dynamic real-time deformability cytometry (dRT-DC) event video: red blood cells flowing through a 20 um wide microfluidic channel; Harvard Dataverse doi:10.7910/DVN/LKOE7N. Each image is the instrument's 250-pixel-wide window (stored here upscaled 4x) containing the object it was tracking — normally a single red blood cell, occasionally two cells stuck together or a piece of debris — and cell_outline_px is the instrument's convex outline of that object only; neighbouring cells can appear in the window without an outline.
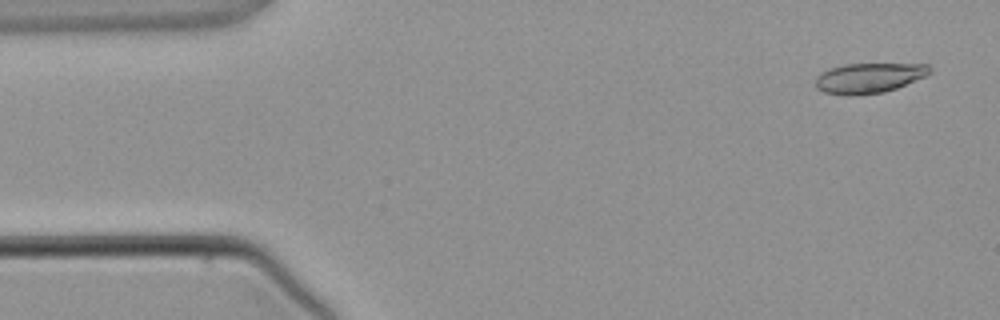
{"species": "common noctule bat (a hibernating species)", "species_latin": "Nyctalus noctula", "temperature_condition": "warm", "stored_images_in_passage": 4, "camera_frame_rate_fps": 3000, "um_per_image_px": 0.085, "animal": {"sex": "male", "body_mass_g": 21.5, "forearm_length_mm": 52.0}, "frame": {"image": 1, "passage_image": 1, "time_ms": 0.0, "image_size_px": [1000, 320], "cell_outline_px": [[932, 72], [928, 76], [896, 88], [884, 92], [848, 96], [824, 92], [816, 88], [816, 76], [820, 72], [828, 68], [844, 64], [928, 64], [932, 68]], "centroid_in_image_um": [73.87, 6.62], "position_along_channel_um": 11.1, "area_um2": 20.29}}
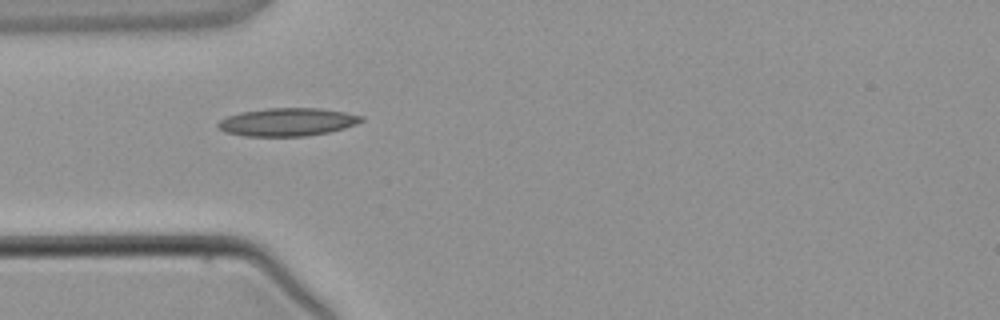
{"frame": {"image": 2, "passage_image": 4, "time_ms": 3.333, "image_size_px": [1000, 320], "cell_outline_px": [[364, 120], [356, 124], [344, 128], [328, 132], [304, 136], [244, 136], [224, 132], [216, 124], [220, 120], [228, 116], [240, 112], [268, 108], [320, 108], [344, 112], [364, 116]], "centroid_in_image_um": [24.43, 10.37], "position_along_channel_um": 60.6, "area_um2": 23.35}}